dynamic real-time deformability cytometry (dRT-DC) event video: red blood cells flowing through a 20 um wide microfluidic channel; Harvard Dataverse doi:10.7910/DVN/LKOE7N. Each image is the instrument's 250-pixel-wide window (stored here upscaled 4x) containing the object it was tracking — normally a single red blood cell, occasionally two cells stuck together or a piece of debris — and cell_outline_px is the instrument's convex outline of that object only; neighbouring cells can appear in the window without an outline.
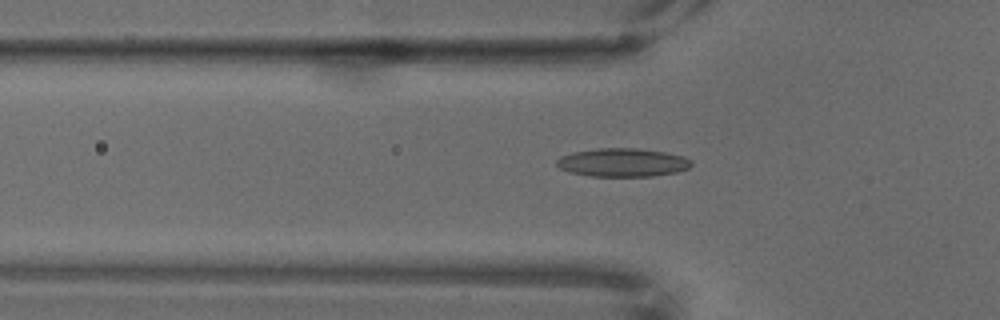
{"species": "common noctule bat (a hibernating species)", "species_latin": "Nyctalus noctula", "temperature_condition": "warm", "stored_images_in_passage": 49, "camera_frame_rate_fps": 3000, "um_per_image_px": 0.085, "animal": {"sex": "male", "body_mass_g": 18.8}, "frame": {"image": 1, "passage_image": 3, "time_ms": 0.667, "image_size_px": [1000, 320], "cell_outline_px": [[692, 164], [688, 168], [676, 172], [652, 176], [592, 176], [568, 172], [560, 168], [556, 164], [556, 160], [560, 156], [572, 152], [596, 148], [636, 148], [664, 152], [684, 156], [692, 160]], "centroid_in_image_um": [52.9, 13.8], "position_along_channel_um": 72.9, "area_um2": 22.37}}
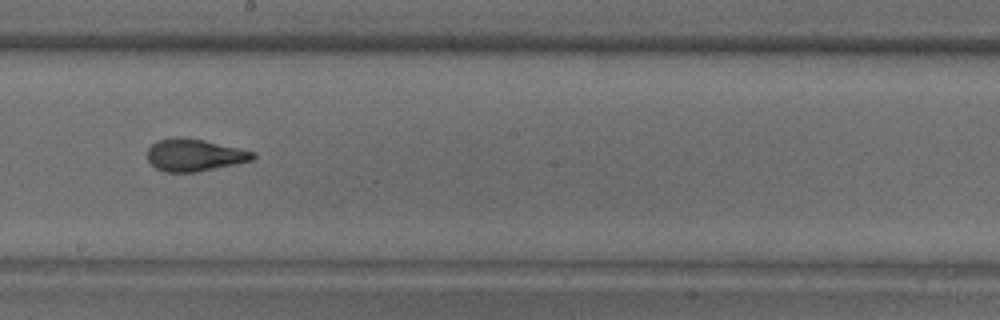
{"frame": {"image": 2, "passage_image": 19, "time_ms": 6.0, "image_size_px": [1000, 320], "cell_outline_px": [[256, 156], [252, 160], [196, 172], [164, 172], [156, 168], [148, 160], [148, 148], [156, 140], [172, 136], [184, 136], [204, 140], [256, 152]], "centroid_in_image_um": [16.49, 13.15], "position_along_channel_um": 231.7, "area_um2": 19.94}}
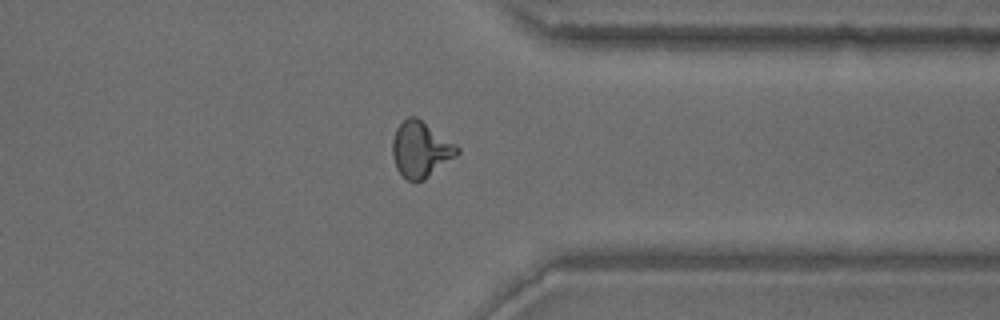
{"frame": {"image": 3, "passage_image": 34, "time_ms": 11.0, "image_size_px": [1000, 320], "cell_outline_px": [[460, 152], [456, 156], [424, 180], [408, 180], [396, 168], [392, 156], [392, 140], [396, 128], [408, 116], [416, 116], [456, 144], [460, 148]], "centroid_in_image_um": [35.75, 12.68], "position_along_channel_um": 375.6, "area_um2": 20.92}}